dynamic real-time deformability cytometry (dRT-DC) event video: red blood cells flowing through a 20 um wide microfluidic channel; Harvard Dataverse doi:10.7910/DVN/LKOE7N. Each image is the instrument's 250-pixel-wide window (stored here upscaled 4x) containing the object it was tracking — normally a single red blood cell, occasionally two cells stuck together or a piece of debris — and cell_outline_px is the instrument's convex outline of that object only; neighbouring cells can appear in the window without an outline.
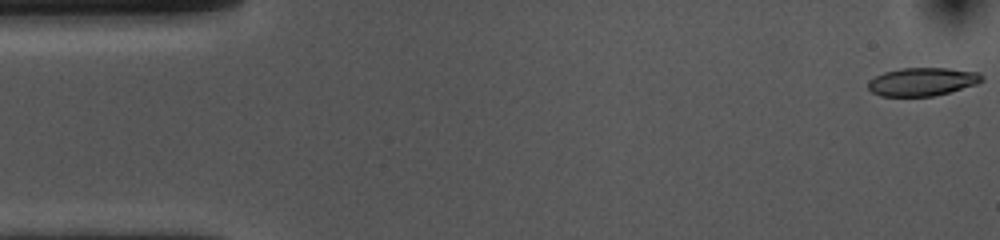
{"species": "common noctule bat (a hibernating species)", "species_latin": "Nyctalus noctula", "temperature_condition": "cold", "stored_images_in_passage": 54, "camera_frame_rate_fps": 3000, "um_per_image_px": 0.085, "animal": {"sex": "female", "body_mass_g": 10.0, "forearm_length_mm": 53.1}, "frame": {"image": 1, "passage_image": 1, "time_ms": 0.0, "image_size_px": [1000, 240], "cell_outline_px": [[984, 80], [976, 84], [948, 92], [932, 96], [880, 96], [872, 92], [868, 88], [868, 80], [884, 72], [900, 68], [948, 68], [980, 72], [984, 76]], "centroid_in_image_um": [78.4, 6.93], "position_along_channel_um": 6.6, "area_um2": 18.73}}
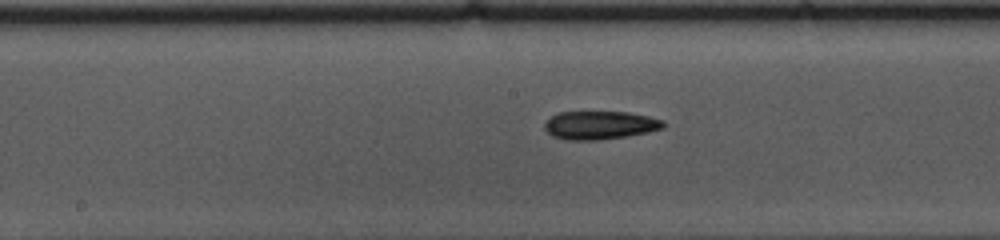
{"frame": {"image": 2, "passage_image": 26, "time_ms": 8.333, "image_size_px": [1000, 240], "cell_outline_px": [[668, 124], [664, 128], [648, 132], [600, 140], [568, 140], [552, 136], [544, 128], [544, 124], [552, 116], [560, 112], [628, 112], [648, 116], [664, 120]], "centroid_in_image_um": [51.03, 10.64], "position_along_channel_um": 197.2, "area_um2": 19.59}}
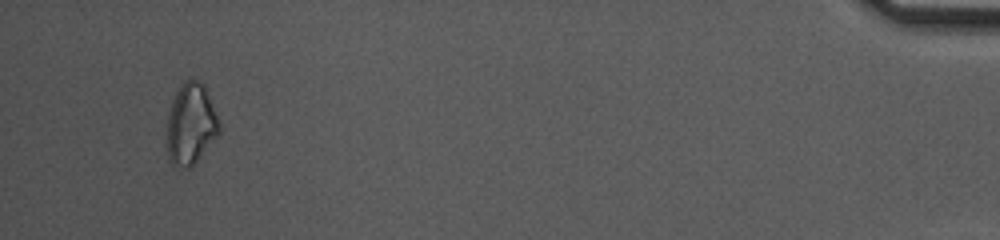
{"frame": {"image": 3, "passage_image": 51, "time_ms": 16.667, "image_size_px": [1000, 240], "cell_outline_px": [[220, 132], [196, 160], [188, 168], [184, 168], [172, 164], [168, 160], [168, 112], [172, 100], [180, 84], [184, 80], [196, 80], [204, 84], [220, 124]], "centroid_in_image_um": [16.21, 10.52], "position_along_channel_um": 419.0, "area_um2": 24.28}, "authors_computed_cell_mechanics": {"area_um2": 19.4208, "velocity_mm_per_s": 3.6501, "shape_relaxation_time_tau1_ms": 8.4989, "shape_relaxation_time_tau2_ms": 7.7257, "deformation_change_tau1": 0.1636, "deformation_change_tau2": 0.1703}}